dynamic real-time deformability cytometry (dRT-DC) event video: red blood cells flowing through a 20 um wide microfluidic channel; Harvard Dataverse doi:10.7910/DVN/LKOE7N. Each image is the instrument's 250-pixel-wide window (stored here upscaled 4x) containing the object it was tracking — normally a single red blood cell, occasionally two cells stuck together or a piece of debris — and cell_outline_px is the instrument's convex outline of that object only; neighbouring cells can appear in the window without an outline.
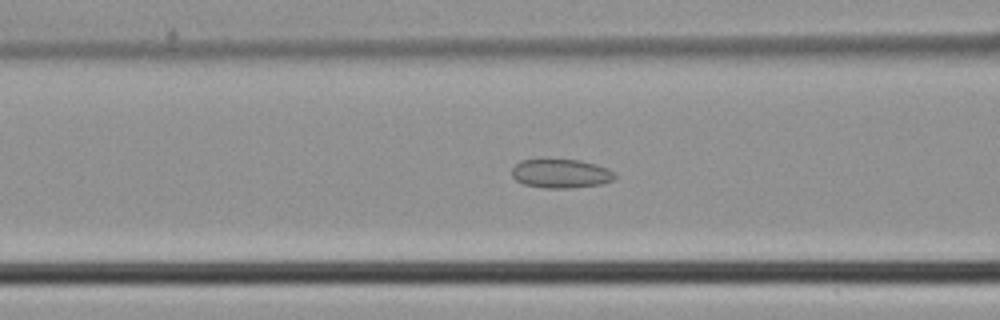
{"species": "common noctule bat (a hibernating species)", "species_latin": "Nyctalus noctula", "temperature_condition": "cold", "stored_images_in_passage": 31, "camera_frame_rate_fps": 3000, "um_per_image_px": 0.085, "animal": {"sex": "male", "body_mass_g": 21.5, "forearm_length_mm": 52.0}, "frame": {"image": 1, "passage_image": 18, "time_ms": 5.667, "image_size_px": [1000, 320], "cell_outline_px": [[616, 176], [612, 180], [600, 184], [568, 188], [544, 188], [524, 184], [516, 180], [512, 176], [512, 168], [520, 160], [580, 160], [596, 164], [608, 168], [616, 172]], "centroid_in_image_um": [47.69, 14.75], "position_along_channel_um": 118.9, "area_um2": 17.28}}
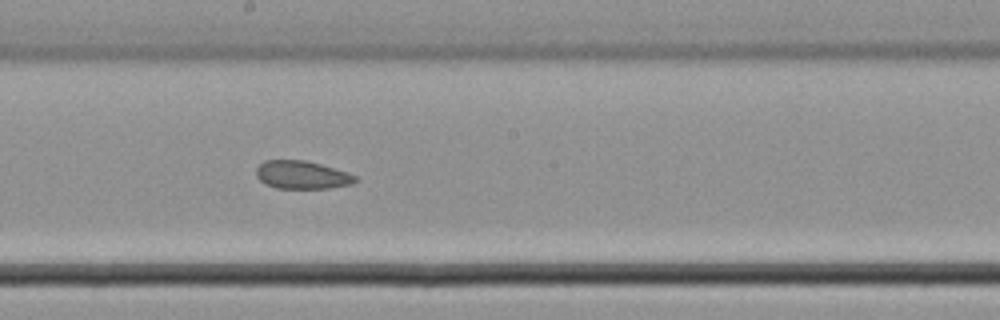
{"frame": {"image": 2, "passage_image": 25, "time_ms": 8.0, "image_size_px": [1000, 320], "cell_outline_px": [[356, 180], [352, 184], [328, 188], [276, 188], [264, 184], [256, 176], [256, 168], [264, 160], [304, 160], [320, 164], [356, 176]], "centroid_in_image_um": [25.6, 14.87], "position_along_channel_um": 222.6, "area_um2": 16.01}}
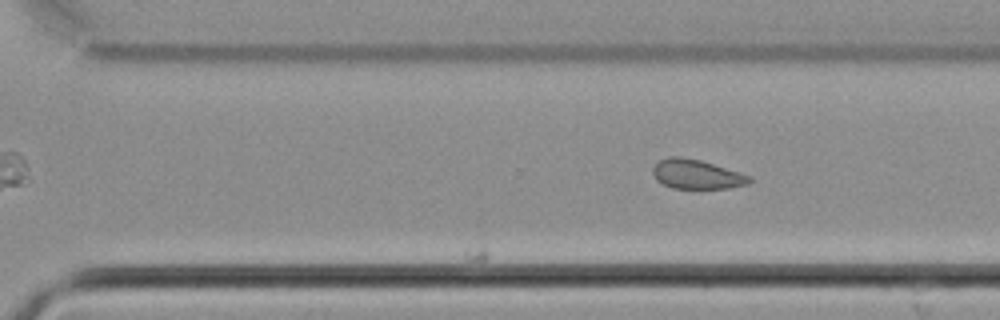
{"frame": {"image": 3, "passage_image": 31, "time_ms": 10.0, "image_size_px": [1000, 320], "cell_outline_px": [[752, 180], [748, 184], [728, 188], [696, 192], [672, 188], [656, 180], [652, 172], [652, 168], [660, 160], [668, 156], [680, 156], [700, 160], [752, 176]], "centroid_in_image_um": [59.21, 14.87], "position_along_channel_um": 311.4, "area_um2": 17.28}}